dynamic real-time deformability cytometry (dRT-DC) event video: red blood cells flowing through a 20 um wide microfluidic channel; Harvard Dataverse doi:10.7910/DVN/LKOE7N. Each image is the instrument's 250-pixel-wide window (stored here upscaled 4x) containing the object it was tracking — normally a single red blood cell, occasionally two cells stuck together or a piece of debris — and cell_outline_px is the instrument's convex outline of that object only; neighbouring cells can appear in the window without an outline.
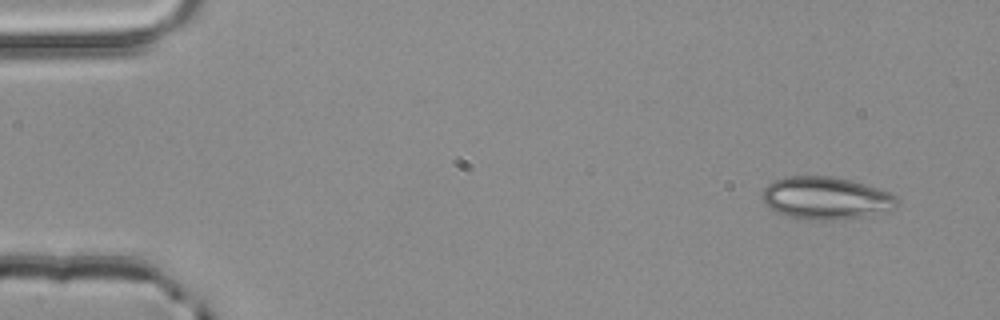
{"species": "common noctule bat (a hibernating species)", "species_latin": "Nyctalus noctula", "temperature_condition": "room temperature", "stored_images_in_passage": 3, "camera_frame_rate_fps": 3000, "um_per_image_px": 0.085, "animal": {"sex": "male", "body_mass_g": 20.4}, "frame": {"image": 1, "passage_image": 1, "time_ms": 0.0, "image_size_px": [1000, 320], "cell_outline_px": [[900, 200], [892, 208], [868, 216], [832, 220], [804, 220], [788, 216], [776, 212], [764, 204], [760, 196], [764, 188], [768, 184], [776, 180], [788, 176], [832, 176], [852, 180], [888, 192], [896, 196]], "centroid_in_image_um": [70.15, 16.84], "position_along_channel_um": 14.8, "area_um2": 33.47}}